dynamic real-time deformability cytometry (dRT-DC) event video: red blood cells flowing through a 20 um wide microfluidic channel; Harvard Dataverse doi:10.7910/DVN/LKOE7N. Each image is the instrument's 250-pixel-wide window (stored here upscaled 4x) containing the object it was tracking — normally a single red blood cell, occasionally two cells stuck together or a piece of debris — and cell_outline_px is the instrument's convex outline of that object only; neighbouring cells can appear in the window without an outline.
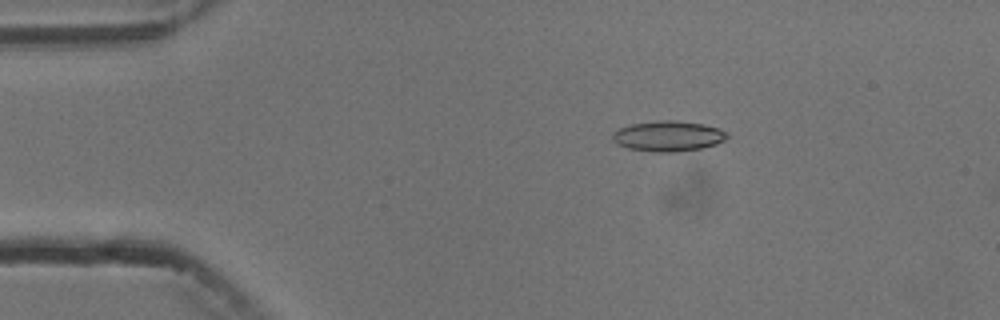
{"species": "common noctule bat (a hibernating species)", "species_latin": "Nyctalus noctula", "temperature_condition": "cold", "stored_images_in_passage": 9, "camera_frame_rate_fps": 3000, "um_per_image_px": 0.085, "animal": {"sex": "male", "body_mass_g": 13.3}, "frame": {"image": 1, "passage_image": 3, "time_ms": 2.333, "image_size_px": [1000, 320], "cell_outline_px": [[728, 136], [724, 140], [716, 144], [700, 148], [676, 152], [656, 152], [628, 148], [616, 144], [612, 140], [612, 132], [620, 128], [632, 124], [664, 120], [676, 120], [704, 124], [720, 128], [728, 132]], "centroid_in_image_um": [56.8, 11.57], "position_along_channel_um": 28.2, "area_um2": 20.35}}
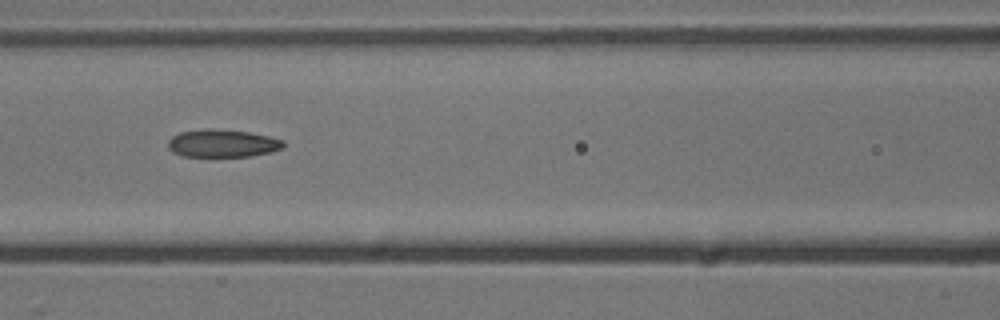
{"frame": {"image": 2, "passage_image": 7, "time_ms": 7.0, "image_size_px": [1000, 320], "cell_outline_px": [[284, 148], [268, 152], [248, 156], [184, 156], [172, 152], [168, 148], [168, 140], [172, 136], [180, 132], [204, 128], [212, 128], [248, 132], [268, 136], [284, 140]], "centroid_in_image_um": [18.88, 12.17], "position_along_channel_um": 147.7, "area_um2": 18.61}}
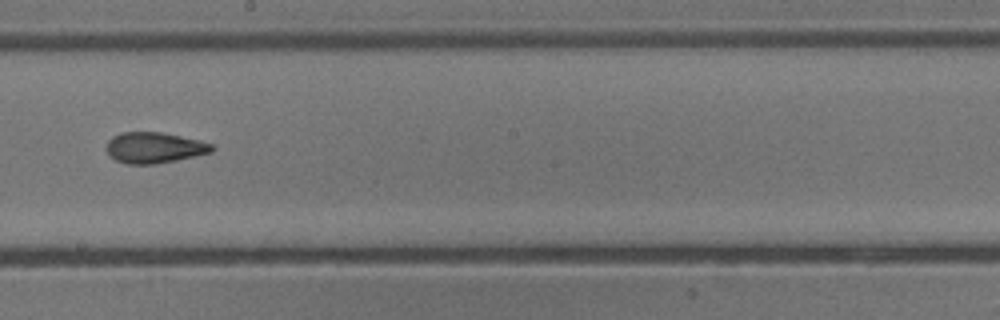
{"frame": {"image": 3, "passage_image": 9, "time_ms": 9.333, "image_size_px": [1000, 320], "cell_outline_px": [[216, 148], [212, 152], [196, 156], [156, 164], [128, 164], [116, 160], [104, 148], [108, 140], [112, 136], [120, 132], [160, 132], [200, 140], [212, 144]], "centroid_in_image_um": [13.12, 12.55], "position_along_channel_um": 235.1, "area_um2": 19.07}}